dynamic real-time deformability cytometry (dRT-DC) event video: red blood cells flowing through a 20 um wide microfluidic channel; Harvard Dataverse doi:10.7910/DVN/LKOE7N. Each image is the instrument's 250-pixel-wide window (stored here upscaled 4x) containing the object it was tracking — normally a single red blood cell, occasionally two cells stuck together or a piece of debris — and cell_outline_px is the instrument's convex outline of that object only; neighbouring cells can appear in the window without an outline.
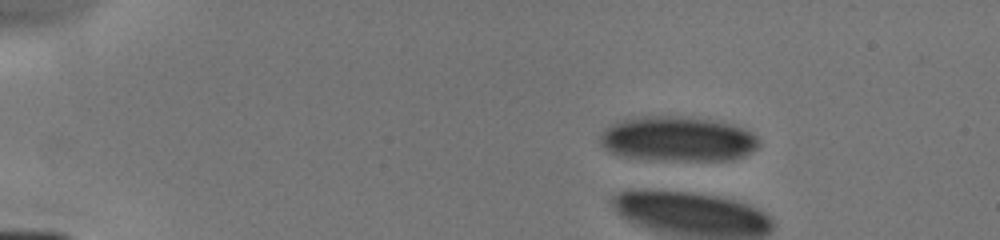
{"species": "human", "species_latin": "Homo sapiens", "temperature_condition": "cold", "stored_images_in_passage": 7, "camera_frame_rate_fps": 3000, "um_per_image_px": 0.085, "donor": {"sex": "male"}, "frame": {"image": 1, "passage_image": 3, "time_ms": 1.667, "image_size_px": [1000, 240], "cell_outline_px": [[760, 144], [752, 152], [744, 156], [732, 160], [664, 160], [620, 156], [604, 148], [600, 144], [600, 136], [604, 128], [628, 116], [692, 116], [716, 120], [732, 124], [744, 128], [752, 132], [760, 140]], "centroid_in_image_um": [57.62, 11.79], "position_along_channel_um": 27.4, "area_um2": 42.31}}